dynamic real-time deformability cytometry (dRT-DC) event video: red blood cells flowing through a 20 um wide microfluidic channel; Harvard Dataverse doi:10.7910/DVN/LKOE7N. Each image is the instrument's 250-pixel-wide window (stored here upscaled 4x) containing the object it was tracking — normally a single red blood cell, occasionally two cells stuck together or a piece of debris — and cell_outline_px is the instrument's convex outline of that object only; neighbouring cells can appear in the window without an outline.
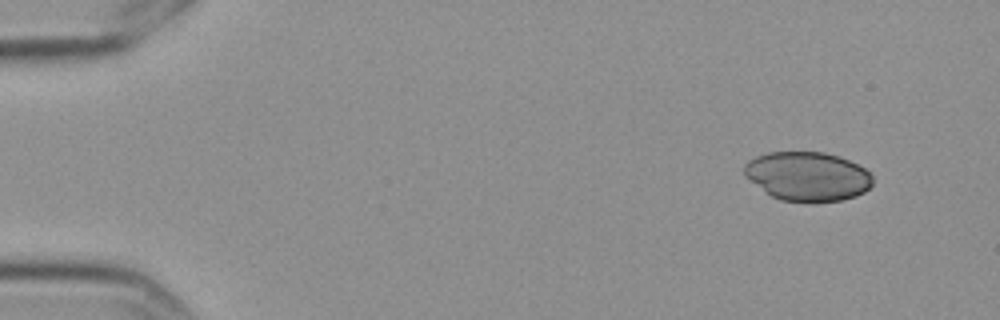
{"species": "Egyptian fruit bat (a non-hibernating species)", "species_latin": "Rousettus aegyptiacus", "temperature_condition": "cold", "stored_images_in_passage": 5, "camera_frame_rate_fps": 3000, "um_per_image_px": 0.085, "frame": {"image": 1, "passage_image": 1, "time_ms": 0.0, "image_size_px": [1000, 320], "cell_outline_px": [[872, 184], [864, 192], [856, 196], [840, 200], [812, 204], [780, 200], [772, 196], [744, 176], [744, 164], [748, 160], [756, 156], [768, 152], [824, 152], [840, 156], [864, 168], [872, 176]], "centroid_in_image_um": [68.63, 15.0], "position_along_channel_um": 16.4, "area_um2": 37.11}}